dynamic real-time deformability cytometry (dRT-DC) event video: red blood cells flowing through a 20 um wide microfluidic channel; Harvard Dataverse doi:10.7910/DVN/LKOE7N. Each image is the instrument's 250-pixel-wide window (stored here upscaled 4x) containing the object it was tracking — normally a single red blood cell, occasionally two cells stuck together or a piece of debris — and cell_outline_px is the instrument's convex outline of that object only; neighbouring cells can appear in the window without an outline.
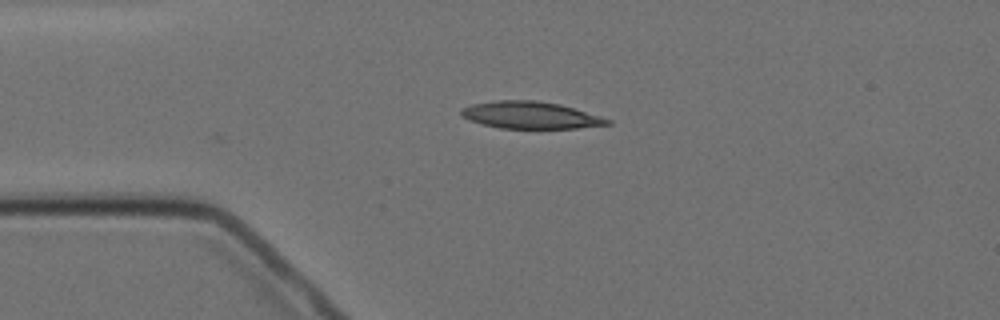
{"species": "Egyptian fruit bat (a non-hibernating species)", "species_latin": "Rousettus aegyptiacus", "temperature_condition": "cold", "stored_images_in_passage": 2, "camera_frame_rate_fps": 3000, "um_per_image_px": 0.085, "animal": {"sex": "female"}, "frame": {"image": 1, "passage_image": 1, "time_ms": 0.0, "image_size_px": [1000, 320], "cell_outline_px": [[612, 124], [576, 128], [500, 128], [468, 120], [460, 112], [460, 108], [472, 104], [496, 100], [536, 100], [560, 104], [600, 116], [612, 120]], "centroid_in_image_um": [45.09, 9.78], "position_along_channel_um": 39.9, "area_um2": 22.95}}